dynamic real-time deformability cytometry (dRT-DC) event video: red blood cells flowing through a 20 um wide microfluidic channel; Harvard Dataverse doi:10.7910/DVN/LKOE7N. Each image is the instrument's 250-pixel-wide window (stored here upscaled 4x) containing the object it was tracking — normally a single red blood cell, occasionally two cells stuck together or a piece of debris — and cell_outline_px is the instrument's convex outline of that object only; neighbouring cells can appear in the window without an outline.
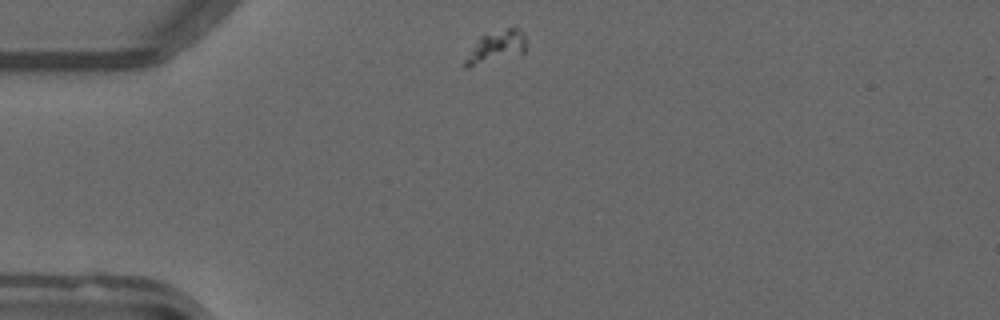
{"species": "common noctule bat (a hibernating species)", "species_latin": "Nyctalus noctula", "temperature_condition": "warm", "stored_images_in_passage": 42, "camera_frame_rate_fps": 3000, "um_per_image_px": 0.085, "animal": {"sex": "male", "forearm_length_mm": 52.5}, "frame": {"image": 1, "passage_image": 1, "time_ms": 0.0, "image_size_px": [1000, 320], "cell_outline_px": [[524, 52], [520, 56], [468, 68], [464, 68], [464, 60], [480, 36], [516, 24], [524, 36]], "centroid_in_image_um": [42.19, 4.0], "position_along_channel_um": 42.8, "area_um2": 11.73}}
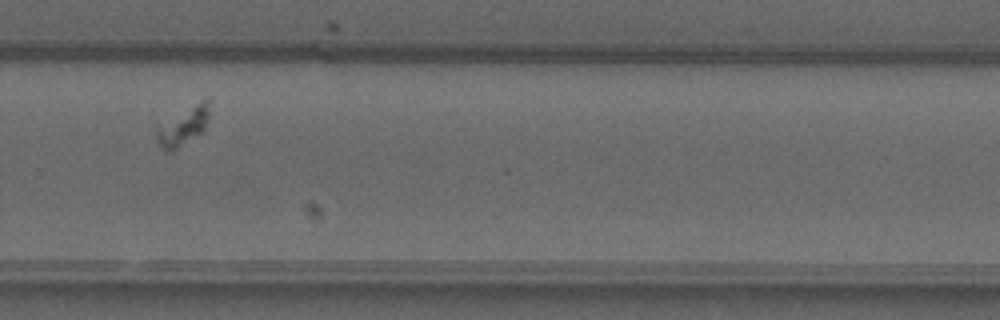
{"frame": {"image": 2, "passage_image": 25, "time_ms": 8.0, "image_size_px": [1000, 320], "cell_outline_px": [[208, 120], [204, 128], [200, 132], [172, 152], [168, 152], [156, 140], [156, 124], [208, 96]], "centroid_in_image_um": [15.52, 10.69], "position_along_channel_um": 314.3, "area_um2": 11.79}}
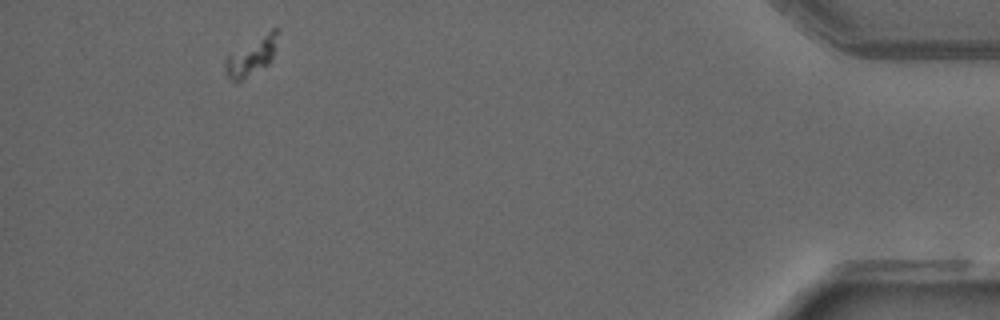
{"frame": {"image": 3, "passage_image": 38, "time_ms": 12.333, "image_size_px": [1000, 320], "cell_outline_px": [[280, 28], [272, 56], [268, 64], [236, 84], [228, 80], [224, 68], [224, 64], [228, 56], [272, 28]], "centroid_in_image_um": [21.36, 4.83], "position_along_channel_um": 413.8, "area_um2": 11.44}}